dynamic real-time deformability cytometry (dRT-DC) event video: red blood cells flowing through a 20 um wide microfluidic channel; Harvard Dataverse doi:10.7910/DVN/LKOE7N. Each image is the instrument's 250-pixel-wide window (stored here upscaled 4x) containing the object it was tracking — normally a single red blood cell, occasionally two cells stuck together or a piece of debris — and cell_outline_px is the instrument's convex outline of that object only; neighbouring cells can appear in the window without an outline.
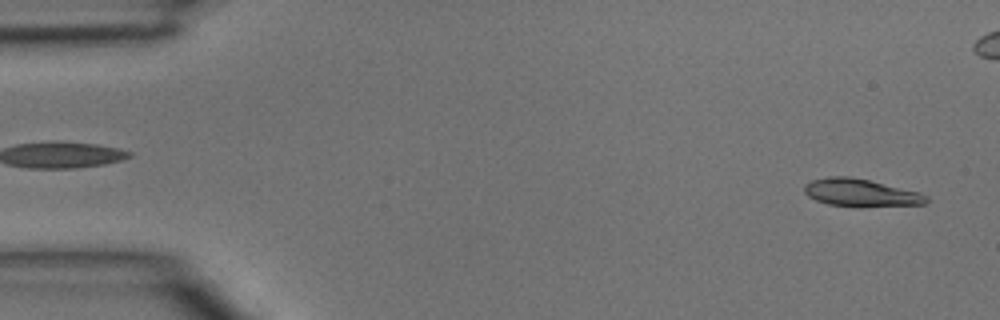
{"species": "common noctule bat (a hibernating species)", "species_latin": "Nyctalus noctula", "temperature_condition": "room temperature", "stored_images_in_passage": 2, "segment_of_instrument_passage": [2, 2], "camera_frame_rate_fps": 3000, "um_per_image_px": 0.085, "animal": {"sex": "male", "body_mass_g": 15.6}, "frame": {"image": 1, "passage_image": 2, "time_ms": 0.333, "image_size_px": [1000, 320], "cell_outline_px": [[928, 200], [924, 204], [856, 208], [828, 204], [816, 200], [808, 196], [804, 192], [804, 184], [812, 180], [828, 176], [848, 176], [868, 180], [920, 192], [928, 196]], "centroid_in_image_um": [73.15, 16.4], "position_along_channel_um": 11.8, "area_um2": 19.94}}